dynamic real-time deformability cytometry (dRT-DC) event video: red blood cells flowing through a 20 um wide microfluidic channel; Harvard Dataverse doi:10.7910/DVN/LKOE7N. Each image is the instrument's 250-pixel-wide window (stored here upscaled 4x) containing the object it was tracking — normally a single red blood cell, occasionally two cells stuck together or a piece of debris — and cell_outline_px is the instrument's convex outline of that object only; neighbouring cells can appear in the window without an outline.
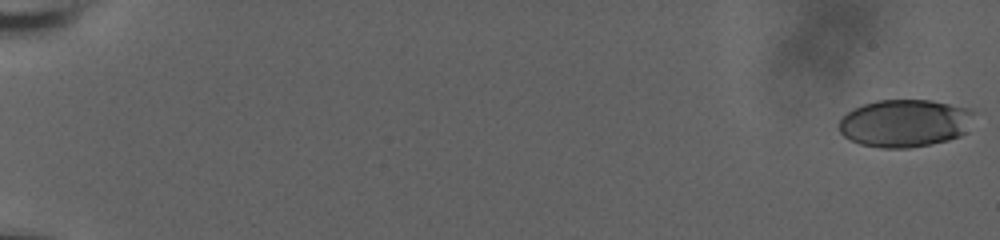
{"species": "human", "species_latin": "Homo sapiens", "temperature_condition": "room temperature", "stored_images_in_passage": 60, "camera_frame_rate_fps": 3000, "um_per_image_px": 0.085, "donor": {"sex": "male"}, "frame": {"image": 1, "passage_image": 1, "time_ms": 0.0, "image_size_px": [1000, 240], "cell_outline_px": [[976, 112], [964, 132], [960, 136], [948, 140], [908, 148], [880, 148], [860, 144], [844, 136], [840, 132], [840, 120], [848, 112], [864, 104], [876, 100], [932, 100], [968, 108]], "centroid_in_image_um": [76.92, 10.46], "position_along_channel_um": 8.1, "area_um2": 37.22}}
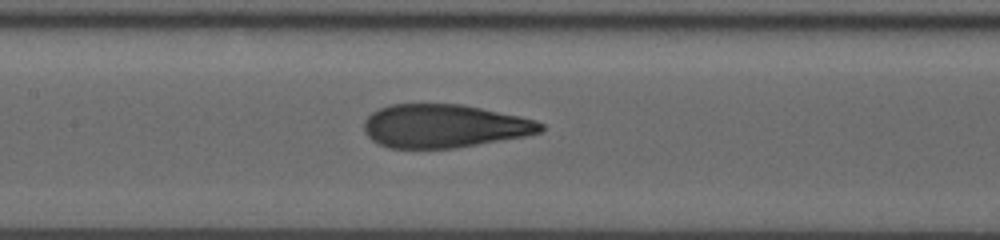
{"frame": {"image": 2, "passage_image": 32, "time_ms": 10.333, "image_size_px": [1000, 240], "cell_outline_px": [[544, 128], [540, 132], [524, 136], [456, 148], [388, 148], [372, 140], [364, 132], [364, 120], [372, 112], [380, 108], [392, 104], [460, 104], [520, 116], [536, 120], [544, 124]], "centroid_in_image_um": [37.74, 10.71], "position_along_channel_um": 169.7, "area_um2": 44.51}}
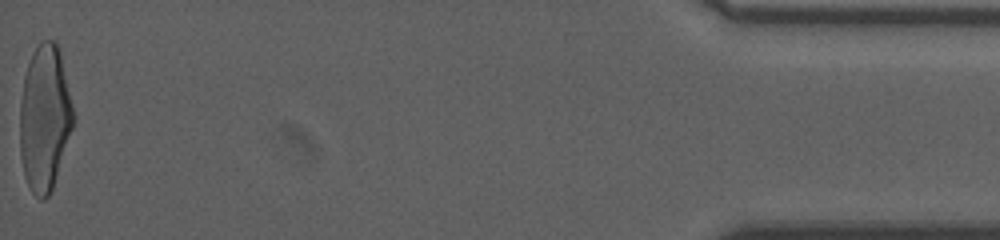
{"frame": {"image": 3, "passage_image": 60, "time_ms": 19.667, "image_size_px": [1000, 240], "cell_outline_px": [[72, 128], [52, 188], [48, 196], [44, 200], [40, 200], [32, 192], [24, 176], [20, 156], [20, 100], [24, 76], [32, 52], [44, 40], [56, 40], [60, 52], [72, 104]], "centroid_in_image_um": [3.76, 10.03], "position_along_channel_um": 431.4, "area_um2": 44.85}, "authors_computed_cell_mechanics": {"area_um2": 44.1592, "velocity_mm_per_s": 3.7303, "shape_relaxation_time_tau1_ms": 4.9415, "shape_relaxation_time_tau2_ms": 0.9698, "deformation_change_tau1": 0.2406, "deformation_change_tau2": 0.0932}}